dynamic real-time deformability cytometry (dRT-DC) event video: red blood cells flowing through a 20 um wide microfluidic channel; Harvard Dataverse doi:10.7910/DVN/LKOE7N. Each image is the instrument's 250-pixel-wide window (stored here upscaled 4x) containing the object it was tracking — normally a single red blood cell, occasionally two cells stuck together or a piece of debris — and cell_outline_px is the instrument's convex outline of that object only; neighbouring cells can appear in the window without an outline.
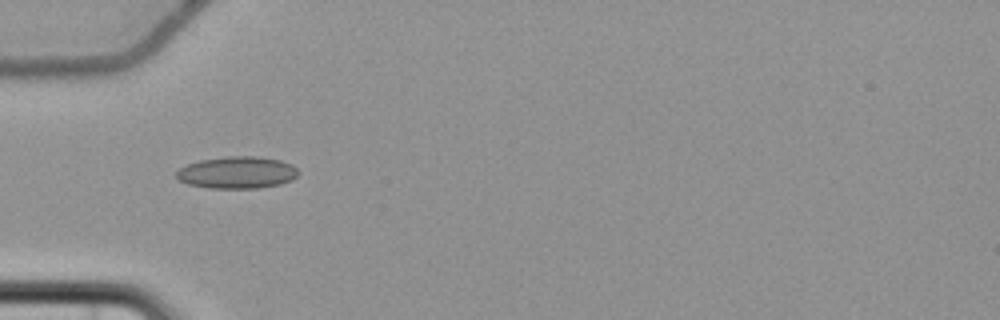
{"species": "common noctule bat (a hibernating species)", "species_latin": "Nyctalus noctula", "temperature_condition": "cold", "stored_images_in_passage": 7, "camera_frame_rate_fps": 3000, "um_per_image_px": 0.085, "animal": {"sex": "female", "body_mass_g": 22.7, "forearm_length_mm": 54.2}, "frame": {"image": 1, "passage_image": 5, "time_ms": 5.667, "image_size_px": [1000, 320], "cell_outline_px": [[300, 172], [292, 180], [280, 184], [256, 188], [208, 188], [188, 184], [180, 180], [176, 176], [176, 172], [180, 168], [188, 164], [200, 160], [228, 156], [256, 156], [280, 160], [292, 164]], "centroid_in_image_um": [20.17, 14.66], "position_along_channel_um": 64.8, "area_um2": 22.72}}
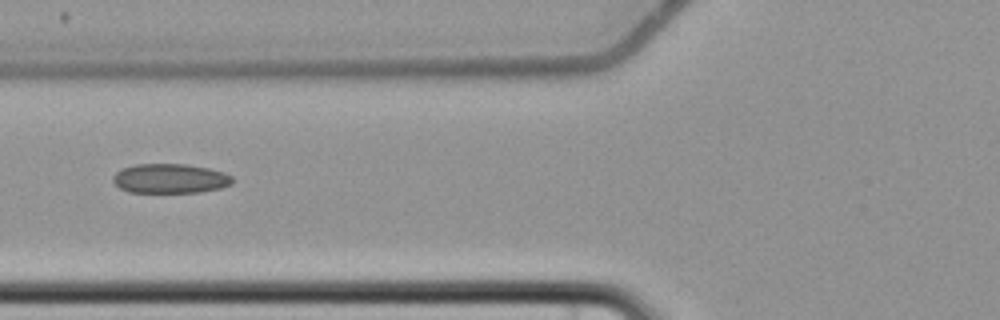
{"frame": {"image": 2, "passage_image": 6, "time_ms": 7.0, "image_size_px": [1000, 320], "cell_outline_px": [[232, 184], [220, 188], [200, 192], [128, 192], [120, 188], [112, 180], [112, 176], [116, 172], [124, 168], [136, 164], [184, 164], [208, 168], [224, 172], [232, 176]], "centroid_in_image_um": [14.46, 15.17], "position_along_channel_um": 111.3, "area_um2": 20.46}}
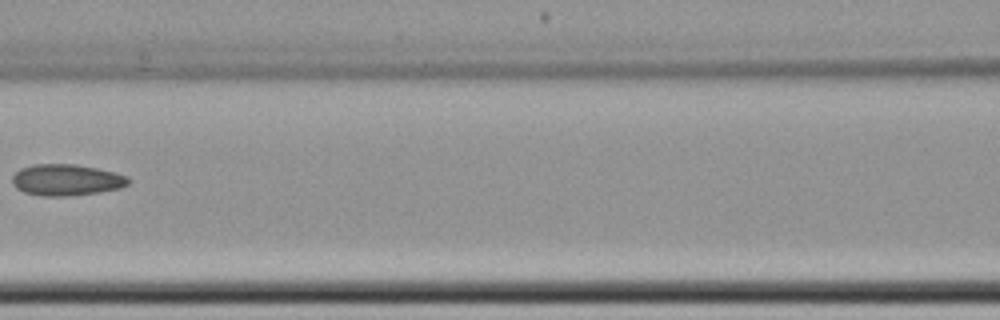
{"frame": {"image": 3, "passage_image": 7, "time_ms": 8.333, "image_size_px": [1000, 320], "cell_outline_px": [[132, 180], [128, 184], [120, 188], [100, 192], [68, 196], [40, 196], [24, 192], [16, 188], [12, 184], [12, 176], [20, 168], [32, 164], [76, 164], [116, 172], [128, 176]], "centroid_in_image_um": [5.65, 15.29], "position_along_channel_um": 161.0, "area_um2": 21.5}}